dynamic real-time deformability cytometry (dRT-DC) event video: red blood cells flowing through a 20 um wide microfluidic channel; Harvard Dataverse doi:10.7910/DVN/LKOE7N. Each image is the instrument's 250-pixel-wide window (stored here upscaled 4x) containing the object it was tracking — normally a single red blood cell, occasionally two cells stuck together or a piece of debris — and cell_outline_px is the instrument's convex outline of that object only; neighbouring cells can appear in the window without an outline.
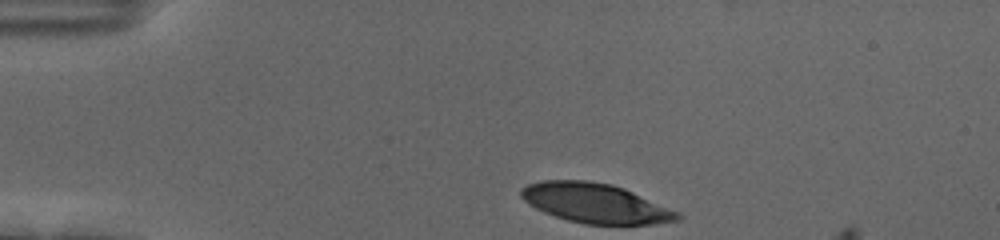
{"species": "human", "species_latin": "Homo sapiens", "temperature_condition": "cold", "stored_images_in_passage": 36, "camera_frame_rate_fps": 3000, "um_per_image_px": 0.085, "donor": {"sex": "female"}, "frame": {"image": 1, "passage_image": 1, "time_ms": 0.0, "image_size_px": [1000, 240], "cell_outline_px": [[684, 216], [680, 220], [652, 224], [584, 224], [568, 220], [544, 212], [528, 204], [520, 196], [520, 188], [528, 184], [544, 180], [588, 180], [612, 184], [624, 188], [680, 212]], "centroid_in_image_um": [50.63, 17.26], "position_along_channel_um": 34.4, "area_um2": 36.18}}
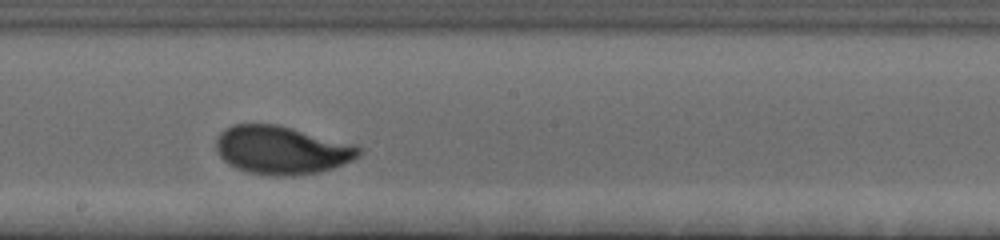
{"frame": {"image": 2, "passage_image": 21, "time_ms": 6.667, "image_size_px": [1000, 240], "cell_outline_px": [[364, 152], [360, 156], [352, 160], [332, 168], [320, 172], [292, 176], [272, 176], [248, 172], [236, 168], [228, 164], [220, 156], [216, 148], [216, 136], [224, 128], [232, 124], [276, 124], [356, 144], [364, 148]], "centroid_in_image_um": [23.96, 12.75], "position_along_channel_um": 224.2, "area_um2": 40.58}}
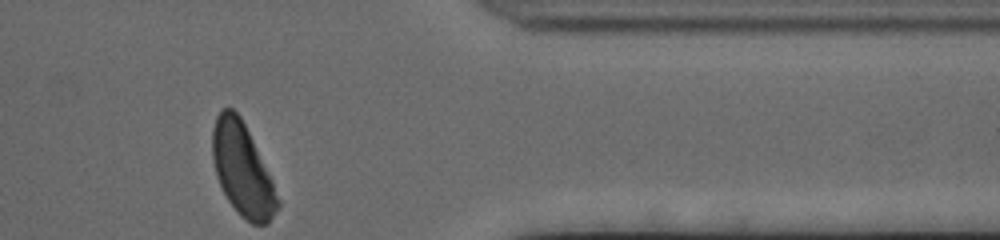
{"frame": {"image": 3, "passage_image": 36, "time_ms": 11.667, "image_size_px": [1000, 240], "cell_outline_px": [[280, 204], [268, 224], [252, 224], [240, 216], [236, 212], [228, 200], [216, 176], [212, 160], [212, 128], [216, 116], [224, 108], [232, 108], [240, 116], [272, 180], [280, 200]], "centroid_in_image_um": [20.59, 14.44], "position_along_channel_um": 390.8, "area_um2": 34.85}, "authors_computed_cell_mechanics": {"area_um2": 38.3214, "velocity_mm_per_s": 3.6483, "shape_relaxation_time_tau1_ms": 2.9243, "shape_relaxation_time_tau2_ms": 0.9505, "deformation_change_tau1": 0.174, "deformation_change_tau2": 0.0433}}